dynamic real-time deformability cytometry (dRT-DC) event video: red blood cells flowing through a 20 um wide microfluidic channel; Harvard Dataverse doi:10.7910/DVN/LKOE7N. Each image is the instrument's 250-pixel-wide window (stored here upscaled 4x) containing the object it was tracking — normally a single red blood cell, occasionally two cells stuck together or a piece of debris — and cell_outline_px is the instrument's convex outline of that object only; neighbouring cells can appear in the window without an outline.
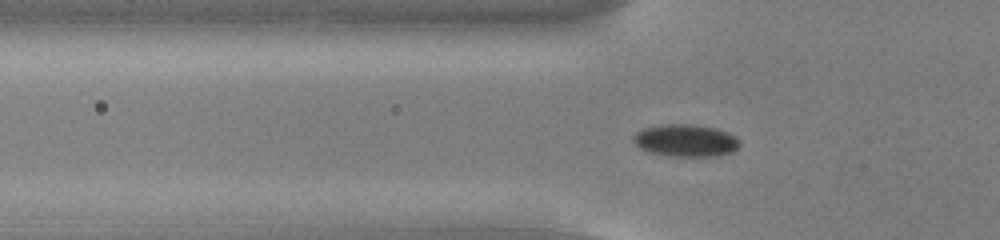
{"species": "common noctule bat (a hibernating species)", "species_latin": "Nyctalus noctula", "temperature_condition": "cold", "stored_images_in_passage": 55, "camera_frame_rate_fps": 3000, "um_per_image_px": 0.085, "animal": {"sex": "male", "body_mass_g": 13.0, "forearm_length_mm": 53.1}, "frame": {"image": 1, "passage_image": 19, "time_ms": 6.0, "image_size_px": [1000, 240], "cell_outline_px": [[740, 144], [732, 152], [716, 156], [668, 156], [652, 152], [640, 148], [632, 140], [632, 136], [636, 132], [644, 128], [660, 124], [692, 124], [716, 128], [728, 132], [736, 136], [740, 140]], "centroid_in_image_um": [58.29, 11.93], "position_along_channel_um": 67.5, "area_um2": 20.11}}
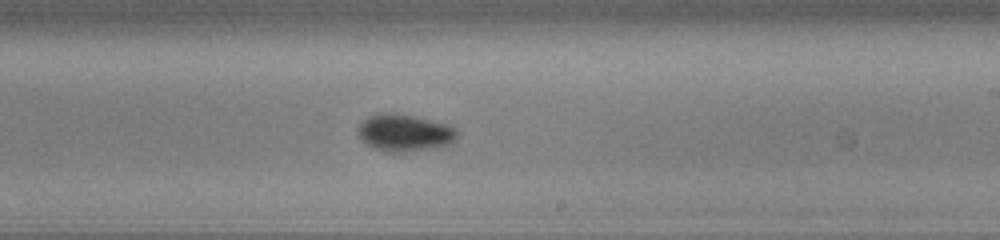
{"frame": {"image": 2, "passage_image": 34, "time_ms": 11.0, "image_size_px": [1000, 240], "cell_outline_px": [[456, 136], [452, 144], [408, 152], [388, 152], [372, 148], [360, 140], [356, 132], [356, 128], [368, 116], [380, 112], [384, 112], [416, 116], [448, 124], [456, 128]], "centroid_in_image_um": [34.34, 11.28], "position_along_channel_um": 254.7, "area_um2": 21.73}}
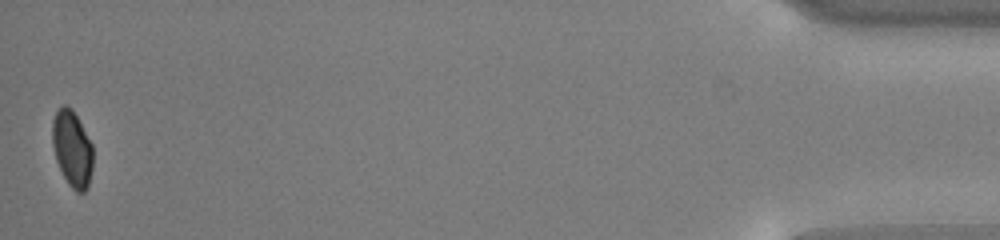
{"frame": {"image": 3, "passage_image": 55, "time_ms": 18.0, "image_size_px": [1000, 240], "cell_outline_px": [[92, 168], [88, 184], [84, 192], [76, 192], [68, 184], [56, 160], [52, 144], [52, 120], [56, 112], [64, 104], [72, 108], [92, 144]], "centroid_in_image_um": [6.12, 12.63], "position_along_channel_um": 429.1, "area_um2": 17.86}, "authors_computed_cell_mechanics": {"area_um2": 19.1318, "velocity_mm_per_s": 3.7701, "shape_relaxation_time_tau1_ms": 2.4138, "shape_relaxation_time_tau2_ms": null, "deformation_change_tau1": 0.0689, "deformation_change_tau2": null}}